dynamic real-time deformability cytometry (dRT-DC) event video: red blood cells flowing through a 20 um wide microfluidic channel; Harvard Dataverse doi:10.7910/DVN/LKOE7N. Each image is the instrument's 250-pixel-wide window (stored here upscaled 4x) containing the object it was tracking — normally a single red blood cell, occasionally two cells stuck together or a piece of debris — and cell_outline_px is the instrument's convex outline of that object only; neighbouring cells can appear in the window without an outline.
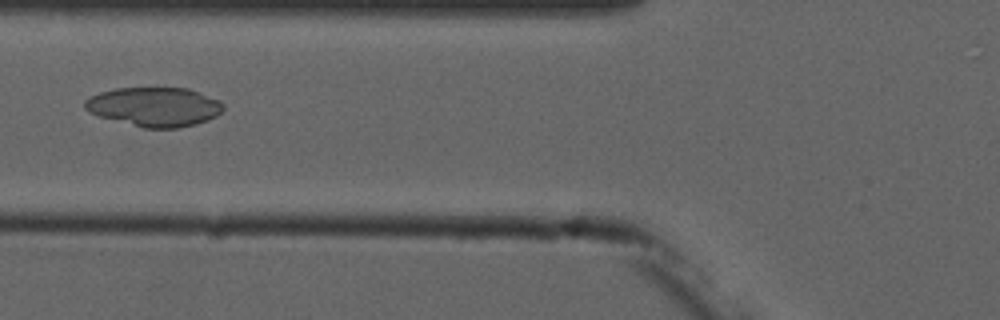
{"species": "common noctule bat (a hibernating species)", "species_latin": "Nyctalus noctula", "temperature_condition": "cold", "stored_images_in_passage": 6, "camera_frame_rate_fps": 3000, "um_per_image_px": 0.085, "animal": {"sex": "male", "forearm_length_mm": 52.5}, "frame": {"image": 1, "passage_image": 6, "time_ms": 6.0, "image_size_px": [1000, 320], "cell_outline_px": [[224, 108], [216, 116], [208, 120], [196, 124], [176, 128], [144, 128], [100, 116], [88, 112], [84, 108], [84, 100], [100, 92], [116, 88], [188, 88], [220, 100], [224, 104]], "centroid_in_image_um": [13.14, 9.07], "position_along_channel_um": 112.7, "area_um2": 31.56}}